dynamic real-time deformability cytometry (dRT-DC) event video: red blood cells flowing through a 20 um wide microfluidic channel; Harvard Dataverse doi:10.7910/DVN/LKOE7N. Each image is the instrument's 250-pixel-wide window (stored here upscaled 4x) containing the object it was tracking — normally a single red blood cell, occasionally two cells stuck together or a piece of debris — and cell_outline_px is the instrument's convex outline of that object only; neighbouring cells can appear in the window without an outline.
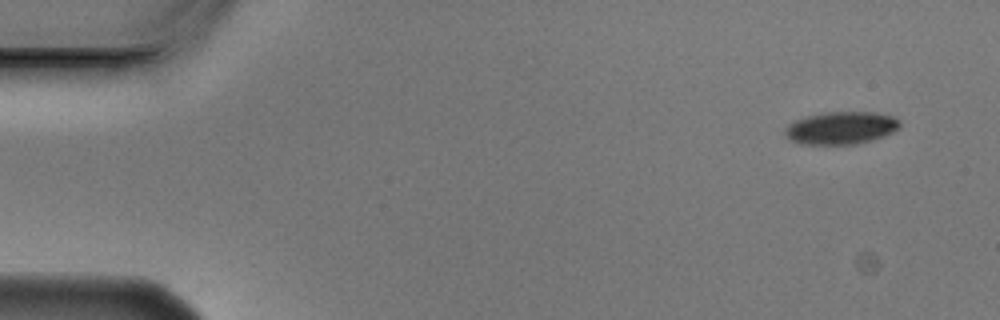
{"species": "Egyptian fruit bat (a non-hibernating species)", "species_latin": "Rousettus aegyptiacus", "temperature_condition": "cold", "stored_images_in_passage": 9, "camera_frame_rate_fps": 3000, "um_per_image_px": 0.085, "animal": {"sex": "male"}, "frame": {"image": 1, "passage_image": 1, "time_ms": 0.0, "image_size_px": [1000, 320], "cell_outline_px": [[900, 128], [884, 136], [872, 140], [856, 144], [800, 144], [788, 140], [784, 136], [784, 128], [788, 124], [796, 120], [808, 116], [828, 112], [872, 112], [892, 116], [900, 120]], "centroid_in_image_um": [71.46, 10.88], "position_along_channel_um": 13.5, "area_um2": 21.91}}
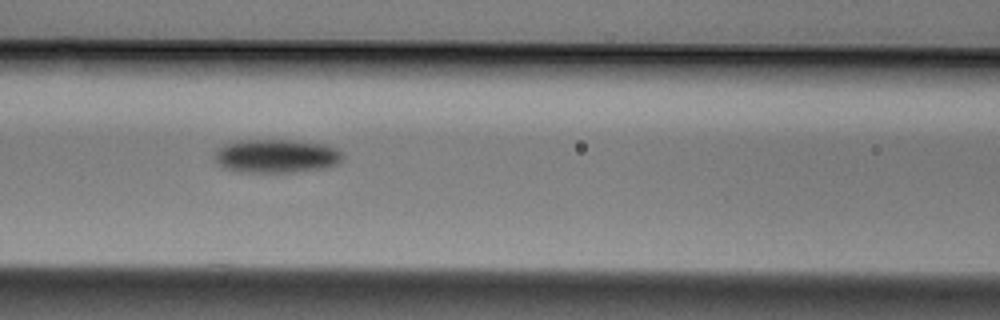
{"frame": {"image": 2, "passage_image": 6, "time_ms": 1.667, "image_size_px": [1000, 320], "cell_outline_px": [[344, 156], [336, 164], [324, 168], [292, 172], [236, 172], [224, 168], [216, 164], [212, 160], [212, 156], [216, 148], [224, 144], [236, 140], [292, 140], [328, 144], [336, 148]], "centroid_in_image_um": [23.4, 13.26], "position_along_channel_um": 143.2, "area_um2": 25.61}}
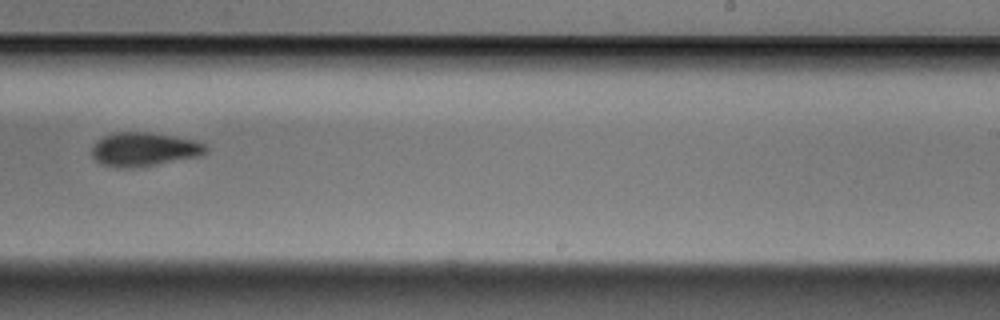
{"frame": {"image": 3, "passage_image": 9, "time_ms": 2.667, "image_size_px": [1000, 320], "cell_outline_px": [[208, 152], [200, 156], [156, 164], [132, 168], [116, 168], [100, 164], [92, 156], [92, 148], [104, 136], [112, 132], [148, 132], [196, 140], [204, 144], [208, 148]], "centroid_in_image_um": [12.26, 12.7], "position_along_channel_um": 276.7, "area_um2": 22.43}}